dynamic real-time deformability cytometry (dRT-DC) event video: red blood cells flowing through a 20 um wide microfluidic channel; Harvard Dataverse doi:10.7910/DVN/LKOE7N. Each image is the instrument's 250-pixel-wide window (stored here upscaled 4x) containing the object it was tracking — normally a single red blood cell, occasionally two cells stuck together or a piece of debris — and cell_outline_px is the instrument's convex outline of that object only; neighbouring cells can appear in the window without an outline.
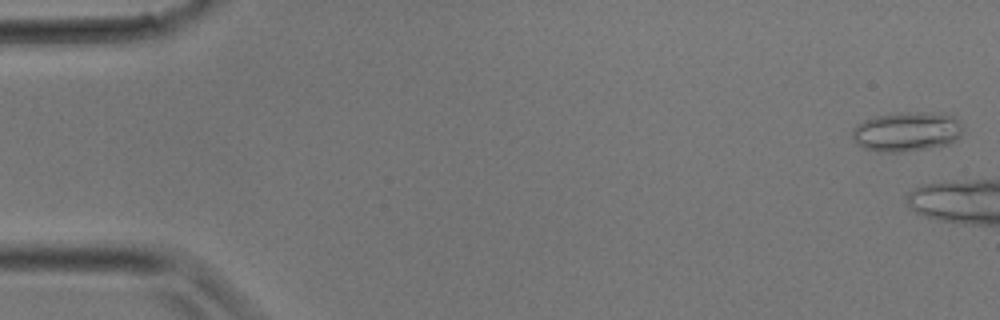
{"species": "common noctule bat (a hibernating species)", "species_latin": "Nyctalus noctula", "temperature_condition": "room temperature", "stored_images_in_passage": 4, "camera_frame_rate_fps": 3000, "um_per_image_px": 0.085, "animal": {"sex": "male", "body_mass_g": 17.9}, "frame": {"image": 1, "passage_image": 1, "time_ms": 0.0, "image_size_px": [1000, 320], "cell_outline_px": [[964, 128], [960, 136], [956, 140], [948, 144], [928, 148], [900, 152], [876, 152], [864, 148], [852, 136], [852, 128], [856, 124], [864, 120], [876, 116], [896, 112], [940, 112], [956, 116]], "centroid_in_image_um": [77.11, 11.16], "position_along_channel_um": 7.9, "area_um2": 25.89}}